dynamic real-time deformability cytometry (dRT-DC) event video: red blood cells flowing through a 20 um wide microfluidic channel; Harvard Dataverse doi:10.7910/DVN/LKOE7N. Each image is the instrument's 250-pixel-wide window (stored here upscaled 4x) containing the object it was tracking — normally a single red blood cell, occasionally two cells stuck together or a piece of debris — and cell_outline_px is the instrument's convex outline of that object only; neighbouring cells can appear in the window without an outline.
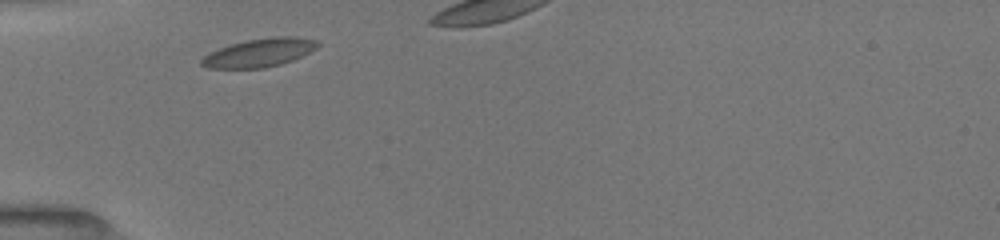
{"species": "common noctule bat (a hibernating species)", "species_latin": "Nyctalus noctula", "temperature_condition": "room temperature", "stored_images_in_passage": 5, "camera_frame_rate_fps": 3000, "um_per_image_px": 0.085, "animal": {"sex": "female", "body_mass_g": 19.5, "forearm_length_mm": 54.1}, "frame": {"image": 1, "passage_image": 1, "time_ms": 0.0, "image_size_px": [1000, 240], "cell_outline_px": [[320, 44], [316, 48], [292, 60], [280, 64], [264, 68], [208, 68], [200, 64], [200, 60], [208, 52], [228, 44], [244, 40], [272, 36], [296, 36], [316, 40]], "centroid_in_image_um": [22.0, 4.46], "position_along_channel_um": 63.0, "area_um2": 19.36}}
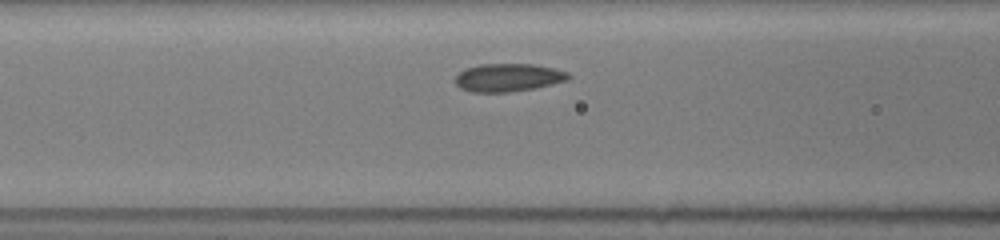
{"frame": {"image": 2, "passage_image": 4, "time_ms": 1.667, "image_size_px": [1000, 240], "cell_outline_px": [[572, 76], [568, 80], [536, 88], [512, 92], [472, 92], [460, 88], [456, 84], [456, 76], [464, 68], [480, 64], [532, 64], [552, 68], [568, 72]], "centroid_in_image_um": [43.2, 6.59], "position_along_channel_um": 123.4, "area_um2": 18.55}}